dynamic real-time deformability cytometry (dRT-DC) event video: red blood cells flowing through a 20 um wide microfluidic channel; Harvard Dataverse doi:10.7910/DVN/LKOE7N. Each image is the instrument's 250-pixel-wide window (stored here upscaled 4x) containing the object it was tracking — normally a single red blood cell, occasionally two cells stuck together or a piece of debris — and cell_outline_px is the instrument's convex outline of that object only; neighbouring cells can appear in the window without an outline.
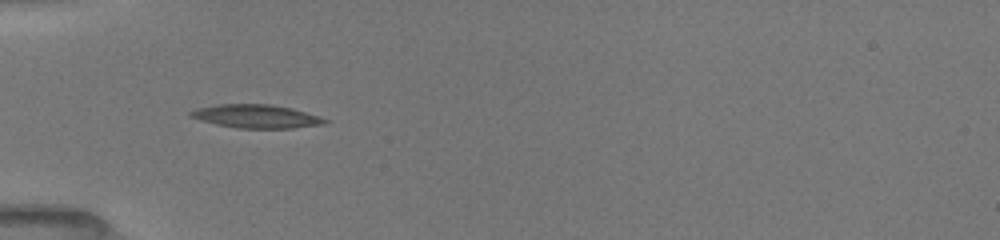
{"species": "common noctule bat (a hibernating species)", "species_latin": "Nyctalus noctula", "temperature_condition": "room temperature", "stored_images_in_passage": 8, "camera_frame_rate_fps": 3000, "um_per_image_px": 0.085, "animal": {"sex": "female", "body_mass_g": 19.5, "forearm_length_mm": 54.1}, "frame": {"image": 1, "passage_image": 5, "time_ms": 2.667, "image_size_px": [1000, 240], "cell_outline_px": [[328, 120], [324, 124], [292, 128], [236, 128], [216, 124], [200, 120], [188, 116], [188, 112], [196, 108], [220, 104], [268, 104], [292, 108], [320, 116]], "centroid_in_image_um": [21.75, 9.88], "position_along_channel_um": 63.2, "area_um2": 18.32}}
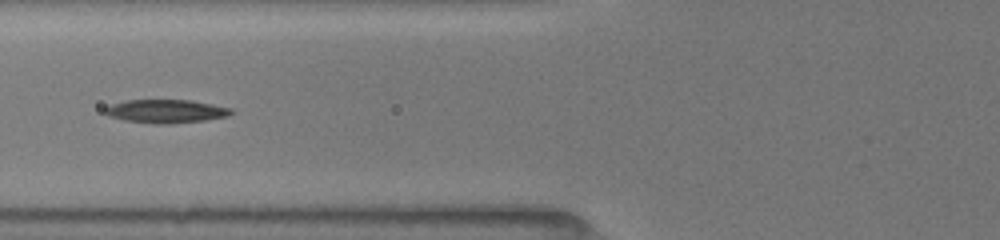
{"frame": {"image": 2, "passage_image": 7, "time_ms": 4.0, "image_size_px": [1000, 240], "cell_outline_px": [[232, 112], [228, 116], [204, 120], [168, 124], [156, 124], [124, 120], [108, 116], [104, 112], [104, 108], [112, 104], [128, 100], [192, 100], [232, 108]], "centroid_in_image_um": [14.09, 9.45], "position_along_channel_um": 111.7, "area_um2": 17.17}}